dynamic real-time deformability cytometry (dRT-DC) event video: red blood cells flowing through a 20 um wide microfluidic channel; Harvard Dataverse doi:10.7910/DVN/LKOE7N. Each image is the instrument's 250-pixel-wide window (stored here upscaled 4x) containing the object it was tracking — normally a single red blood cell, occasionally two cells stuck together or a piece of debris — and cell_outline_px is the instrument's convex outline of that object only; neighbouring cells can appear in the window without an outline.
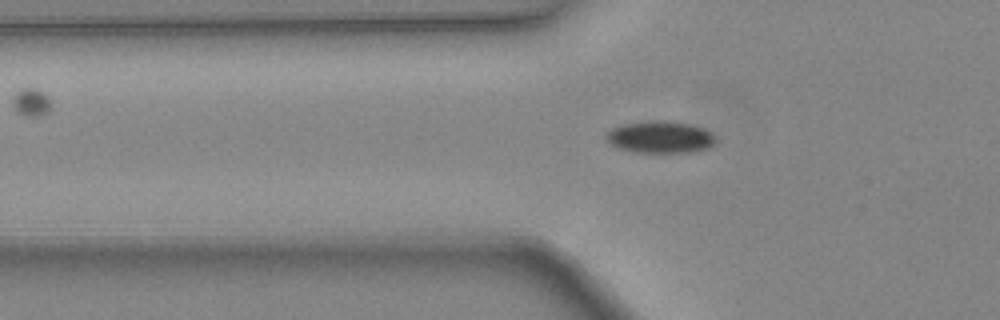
{"species": "common noctule bat (a hibernating species)", "species_latin": "Nyctalus noctula", "temperature_condition": "warm", "stored_images_in_passage": 36, "camera_frame_rate_fps": 3000, "um_per_image_px": 0.085, "animal": {"sex": "female", "body_mass_g": 24.6, "forearm_length_mm": 56.2}, "frame": {"image": 1, "passage_image": 7, "time_ms": 2.0, "image_size_px": [1000, 320], "cell_outline_px": [[716, 140], [708, 148], [696, 152], [636, 152], [620, 148], [612, 144], [604, 136], [612, 128], [620, 124], [648, 120], [660, 120], [688, 124], [704, 128]], "centroid_in_image_um": [56.09, 11.64], "position_along_channel_um": 69.7, "area_um2": 20.23}}
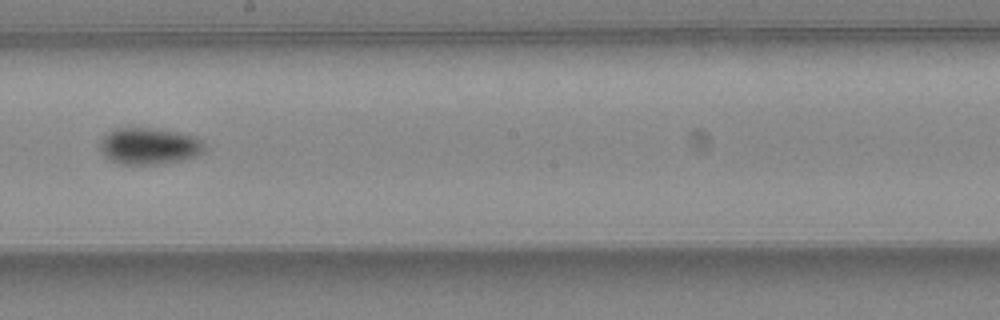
{"frame": {"image": 2, "passage_image": 18, "time_ms": 5.667, "image_size_px": [1000, 320], "cell_outline_px": [[204, 152], [196, 156], [184, 160], [160, 164], [120, 164], [112, 160], [100, 152], [100, 140], [108, 132], [116, 128], [148, 128], [176, 132], [196, 136], [204, 144]], "centroid_in_image_um": [12.68, 12.42], "position_along_channel_um": 235.5, "area_um2": 22.25}}
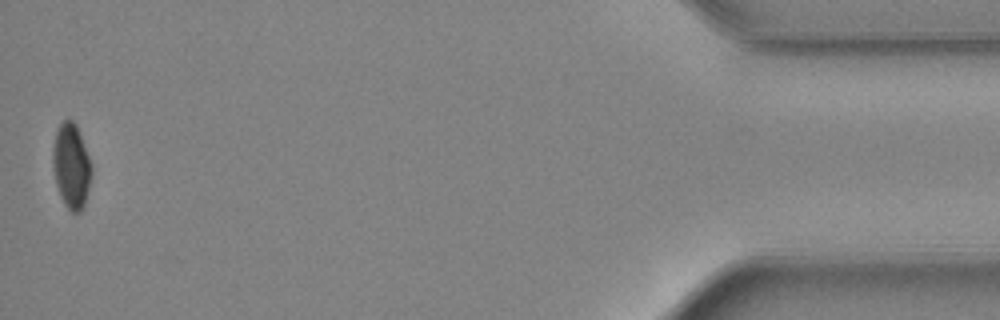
{"frame": {"image": 3, "passage_image": 36, "time_ms": 11.667, "image_size_px": [1000, 320], "cell_outline_px": [[92, 176], [84, 208], [80, 212], [72, 212], [64, 204], [60, 196], [56, 184], [52, 164], [52, 148], [56, 132], [60, 124], [68, 116], [76, 124], [92, 164]], "centroid_in_image_um": [6.07, 14.11], "position_along_channel_um": 429.1, "area_um2": 19.48}, "authors_computed_cell_mechanics": {"area_um2": 20.4901, "velocity_mm_per_s": 4.5769, "shape_relaxation_time_tau1_ms": 2.8575, "shape_relaxation_time_tau2_ms": null, "deformation_change_tau1": 0.0743, "deformation_change_tau2": null}}